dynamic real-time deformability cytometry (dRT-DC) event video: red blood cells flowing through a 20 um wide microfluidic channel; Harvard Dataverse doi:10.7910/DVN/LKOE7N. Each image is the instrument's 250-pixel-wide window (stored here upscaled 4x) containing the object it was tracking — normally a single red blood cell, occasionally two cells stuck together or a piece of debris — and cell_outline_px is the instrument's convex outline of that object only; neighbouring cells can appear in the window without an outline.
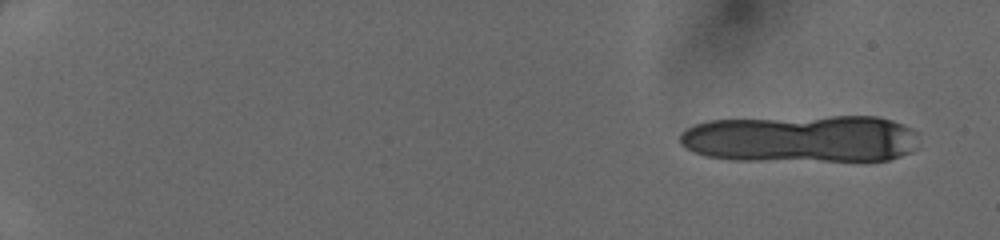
{"species": "human", "species_latin": "Homo sapiens", "temperature_condition": "cold", "stored_images_in_passage": 15, "camera_frame_rate_fps": 3000, "um_per_image_px": 0.085, "donor": {"sex": "female"}, "frame": {"image": 1, "passage_image": 3, "time_ms": 0.667, "image_size_px": [1000, 240], "cell_outline_px": [[916, 148], [912, 152], [888, 160], [736, 160], [708, 156], [696, 152], [680, 144], [680, 132], [696, 124], [708, 120], [832, 116], [876, 116], [892, 120], [904, 124], [912, 128], [916, 132]], "centroid_in_image_um": [68.13, 11.78], "position_along_channel_um": 16.9, "area_um2": 66.3}}